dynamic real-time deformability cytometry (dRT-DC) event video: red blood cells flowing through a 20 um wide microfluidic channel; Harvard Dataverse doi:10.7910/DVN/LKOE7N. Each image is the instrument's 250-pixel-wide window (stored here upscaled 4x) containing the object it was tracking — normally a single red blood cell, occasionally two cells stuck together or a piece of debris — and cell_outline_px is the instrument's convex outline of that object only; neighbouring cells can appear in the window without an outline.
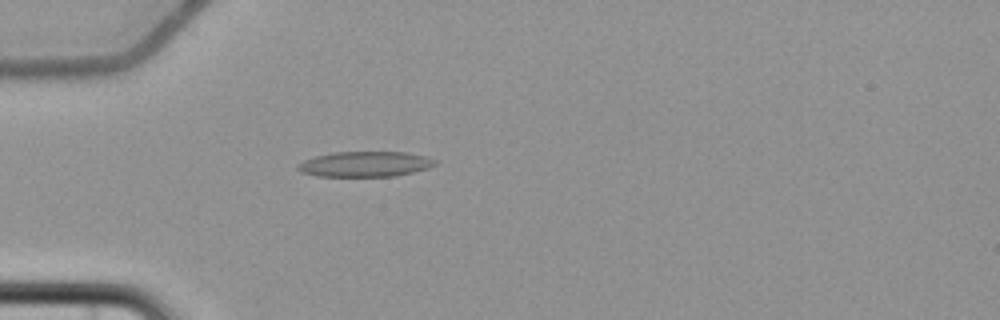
{"species": "common noctule bat (a hibernating species)", "species_latin": "Nyctalus noctula", "temperature_condition": "cold", "stored_images_in_passage": 5, "camera_frame_rate_fps": 3000, "um_per_image_px": 0.085, "animal": {"sex": "female", "body_mass_g": 22.7, "forearm_length_mm": 54.2}, "frame": {"image": 1, "passage_image": 5, "time_ms": 5.667, "image_size_px": [1000, 320], "cell_outline_px": [[436, 164], [428, 168], [396, 176], [316, 176], [300, 172], [296, 168], [296, 164], [304, 160], [316, 156], [332, 152], [404, 152], [428, 156], [436, 160]], "centroid_in_image_um": [31.01, 13.95], "position_along_channel_um": 54.0, "area_um2": 20.35}}